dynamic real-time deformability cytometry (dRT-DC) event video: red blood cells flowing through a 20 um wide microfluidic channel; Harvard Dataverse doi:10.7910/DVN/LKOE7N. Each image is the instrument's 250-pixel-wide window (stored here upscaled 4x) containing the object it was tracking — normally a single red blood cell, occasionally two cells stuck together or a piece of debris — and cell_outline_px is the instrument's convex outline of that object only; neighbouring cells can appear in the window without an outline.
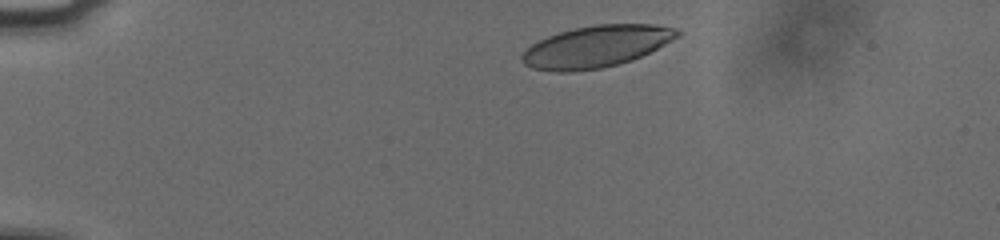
{"species": "human", "species_latin": "Homo sapiens", "temperature_condition": "cold", "stored_images_in_passage": 38, "camera_frame_rate_fps": 3000, "um_per_image_px": 0.085, "donor": {"sex": "male"}, "frame": {"image": 1, "passage_image": 1, "time_ms": 0.0, "image_size_px": [1000, 240], "cell_outline_px": [[680, 36], [632, 60], [600, 68], [568, 72], [560, 72], [532, 68], [524, 64], [520, 60], [520, 56], [532, 44], [548, 36], [572, 28], [596, 24], [652, 24], [676, 28], [680, 32]], "centroid_in_image_um": [50.66, 3.94], "position_along_channel_um": 34.3, "area_um2": 37.45}}
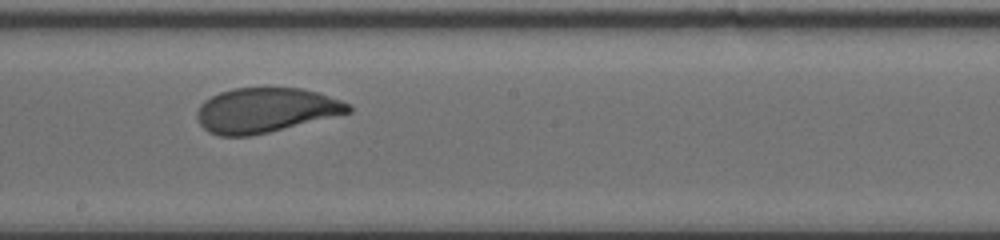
{"frame": {"image": 2, "passage_image": 22, "time_ms": 7.0, "image_size_px": [1000, 240], "cell_outline_px": [[352, 112], [268, 132], [248, 136], [220, 136], [208, 132], [200, 124], [196, 116], [196, 112], [200, 104], [204, 100], [220, 92], [236, 88], [300, 88], [316, 92], [352, 104]], "centroid_in_image_um": [22.55, 9.37], "position_along_channel_um": 225.6, "area_um2": 39.25}}
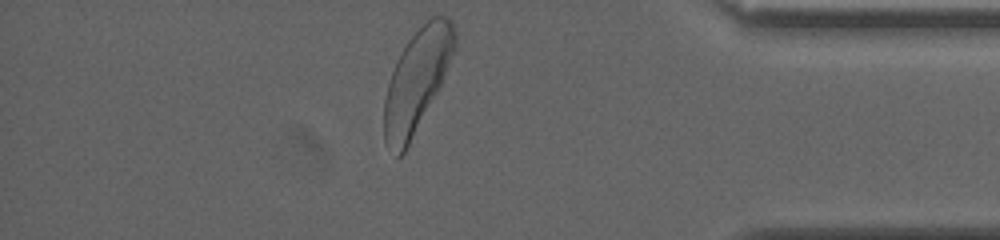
{"frame": {"image": 3, "passage_image": 38, "time_ms": 12.333, "image_size_px": [1000, 240], "cell_outline_px": [[456, 48], [440, 84], [436, 92], [404, 152], [400, 156], [396, 156], [384, 140], [384, 100], [388, 84], [396, 60], [400, 52], [408, 40], [432, 16], [444, 16], [452, 20], [456, 32]], "centroid_in_image_um": [35.43, 6.81], "position_along_channel_um": 399.8, "area_um2": 41.04}, "authors_computed_cell_mechanics": {"area_um2": 39.6508, "velocity_mm_per_s": 3.7431, "shape_relaxation_time_tau1_ms": 2.502, "shape_relaxation_time_tau2_ms": null, "deformation_change_tau1": 0.1339, "deformation_change_tau2": null}}